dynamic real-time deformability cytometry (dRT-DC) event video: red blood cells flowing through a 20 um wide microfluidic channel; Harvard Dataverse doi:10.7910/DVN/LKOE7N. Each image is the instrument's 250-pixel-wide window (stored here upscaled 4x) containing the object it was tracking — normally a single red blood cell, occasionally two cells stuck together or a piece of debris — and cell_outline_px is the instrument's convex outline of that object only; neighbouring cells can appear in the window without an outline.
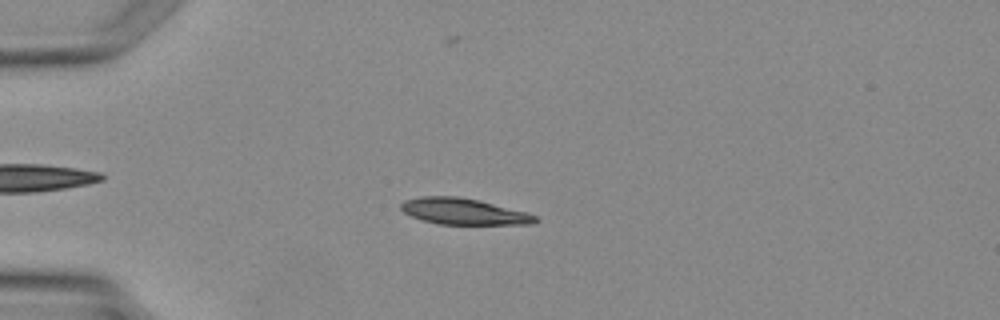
{"species": "Egyptian fruit bat (a non-hibernating species)", "species_latin": "Rousettus aegyptiacus", "temperature_condition": "warm", "stored_images_in_passage": 2, "camera_frame_rate_fps": 3000, "um_per_image_px": 0.085, "animal": {"sex": "female"}, "frame": {"image": 1, "passage_image": 1, "time_ms": 0.0, "image_size_px": [1000, 320], "cell_outline_px": [[540, 220], [532, 224], [436, 224], [420, 220], [404, 212], [400, 208], [400, 204], [404, 200], [420, 196], [456, 196], [480, 200], [524, 212], [536, 216]], "centroid_in_image_um": [39.36, 17.97], "position_along_channel_um": 45.6, "area_um2": 20.52}}